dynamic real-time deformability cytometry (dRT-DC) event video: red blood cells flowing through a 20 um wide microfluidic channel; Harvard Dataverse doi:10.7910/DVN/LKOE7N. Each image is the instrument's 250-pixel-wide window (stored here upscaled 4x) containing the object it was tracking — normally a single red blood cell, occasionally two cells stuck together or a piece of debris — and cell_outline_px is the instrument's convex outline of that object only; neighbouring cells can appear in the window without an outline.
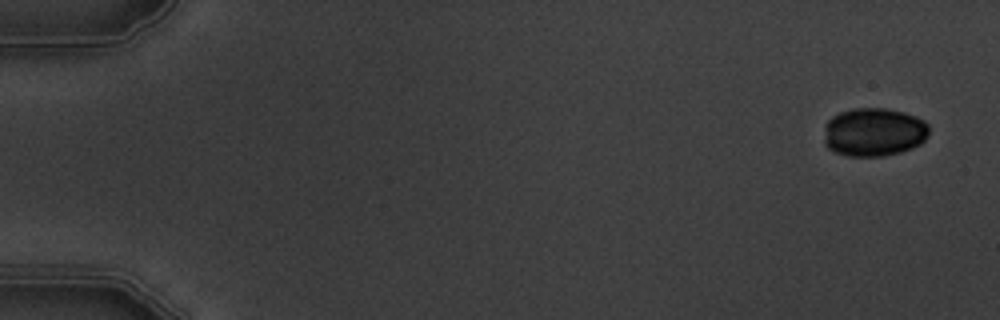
{"species": "common noctule bat (a hibernating species)", "species_latin": "Nyctalus noctula", "temperature_condition": "warm", "stored_images_in_passage": 5, "camera_frame_rate_fps": 3000, "um_per_image_px": 0.085, "animal": {"sex": "male", "body_mass_g": 19.5, "forearm_length_mm": 54.6}, "frame": {"image": 1, "passage_image": 1, "time_ms": 0.0, "image_size_px": [1000, 320], "cell_outline_px": [[928, 136], [920, 144], [912, 148], [900, 152], [884, 156], [848, 156], [836, 152], [828, 148], [824, 144], [824, 140], [828, 120], [832, 116], [840, 112], [852, 108], [884, 108], [904, 112], [916, 116], [924, 120], [928, 124]], "centroid_in_image_um": [74.3, 11.22], "position_along_channel_um": 10.7, "area_um2": 29.77}}